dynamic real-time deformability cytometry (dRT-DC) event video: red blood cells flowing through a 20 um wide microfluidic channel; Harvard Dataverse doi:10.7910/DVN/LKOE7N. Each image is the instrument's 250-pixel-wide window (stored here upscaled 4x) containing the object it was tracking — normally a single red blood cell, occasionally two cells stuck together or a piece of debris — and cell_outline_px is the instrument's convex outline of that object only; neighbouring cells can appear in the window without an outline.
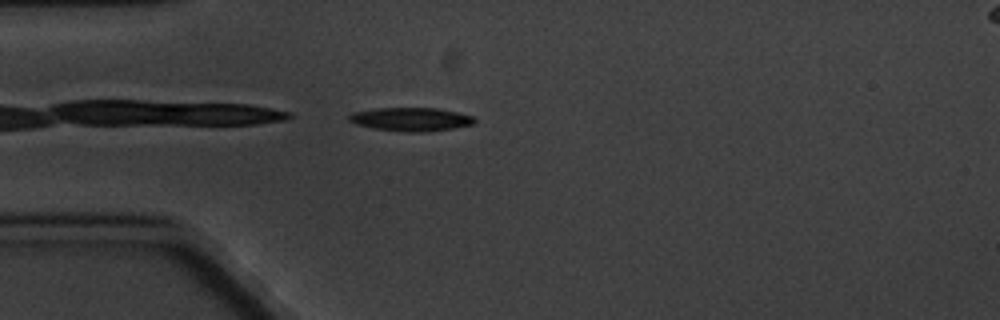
{"species": "common noctule bat (a hibernating species)", "species_latin": "Nyctalus noctula", "temperature_condition": "cold", "stored_images_in_passage": 5, "camera_frame_rate_fps": 3000, "um_per_image_px": 0.085, "animal": {"sex": "male", "body_mass_g": 20.1, "forearm_length_mm": 53.5}, "frame": {"image": 1, "passage_image": 5, "time_ms": 4.333, "image_size_px": [1000, 320], "cell_outline_px": [[476, 120], [472, 124], [452, 128], [424, 132], [408, 132], [372, 128], [356, 124], [348, 120], [348, 116], [352, 112], [376, 108], [436, 108], [456, 112], [472, 116]], "centroid_in_image_um": [34.88, 10.13], "position_along_channel_um": 50.1, "area_um2": 17.05}}